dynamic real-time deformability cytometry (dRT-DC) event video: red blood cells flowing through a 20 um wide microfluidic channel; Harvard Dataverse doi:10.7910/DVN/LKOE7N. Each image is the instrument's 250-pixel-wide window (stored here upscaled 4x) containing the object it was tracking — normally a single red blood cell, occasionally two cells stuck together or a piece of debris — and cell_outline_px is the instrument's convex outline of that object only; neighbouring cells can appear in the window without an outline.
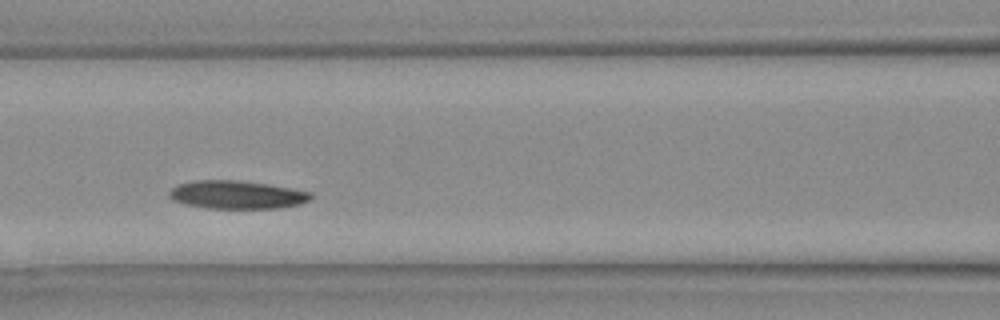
{"species": "Egyptian fruit bat (a non-hibernating species)", "species_latin": "Rousettus aegyptiacus", "temperature_condition": "warm", "stored_images_in_passage": 21, "camera_frame_rate_fps": 3000, "um_per_image_px": 0.085, "animal": {"sex": "female"}, "frame": {"image": 1, "passage_image": 7, "time_ms": 2.0, "image_size_px": [1000, 320], "cell_outline_px": [[312, 200], [300, 204], [280, 208], [208, 208], [184, 204], [172, 200], [168, 196], [168, 192], [176, 184], [192, 180], [236, 180], [264, 184], [312, 192]], "centroid_in_image_um": [20.09, 16.55], "position_along_channel_um": 146.5, "area_um2": 23.29}}